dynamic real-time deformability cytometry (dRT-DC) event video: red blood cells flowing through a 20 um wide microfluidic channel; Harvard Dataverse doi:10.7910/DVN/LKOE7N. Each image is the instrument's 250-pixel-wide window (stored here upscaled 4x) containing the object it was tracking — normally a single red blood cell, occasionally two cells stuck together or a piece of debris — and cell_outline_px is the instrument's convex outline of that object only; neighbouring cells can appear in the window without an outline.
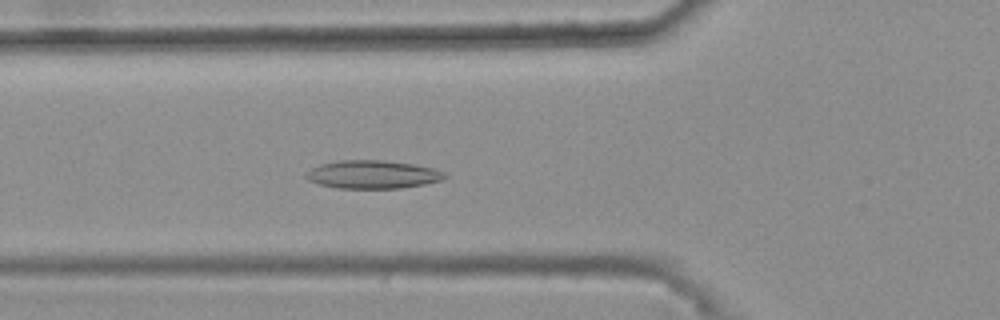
{"species": "common noctule bat (a hibernating species)", "species_latin": "Nyctalus noctula", "temperature_condition": "warm", "stored_images_in_passage": 45, "camera_frame_rate_fps": 3000, "um_per_image_px": 0.085, "animal": {"sex": "female", "body_mass_g": 25.1}, "frame": {"image": 1, "passage_image": 19, "time_ms": 6.0, "image_size_px": [1000, 320], "cell_outline_px": [[448, 176], [444, 180], [424, 184], [400, 188], [336, 188], [320, 184], [308, 180], [304, 176], [304, 172], [320, 164], [340, 160], [384, 160], [412, 164], [432, 168], [444, 172]], "centroid_in_image_um": [31.66, 14.83], "position_along_channel_um": 94.1, "area_um2": 22.83}}
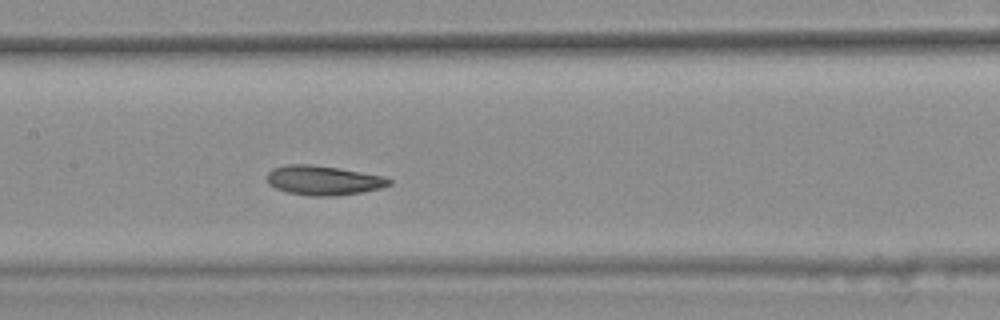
{"frame": {"image": 2, "passage_image": 26, "time_ms": 8.333, "image_size_px": [1000, 320], "cell_outline_px": [[392, 184], [380, 188], [364, 192], [336, 196], [312, 196], [288, 192], [276, 188], [268, 184], [268, 172], [272, 168], [288, 164], [312, 164], [340, 168], [384, 176], [392, 180]], "centroid_in_image_um": [27.51, 15.32], "position_along_channel_um": 179.9, "area_um2": 21.1}}
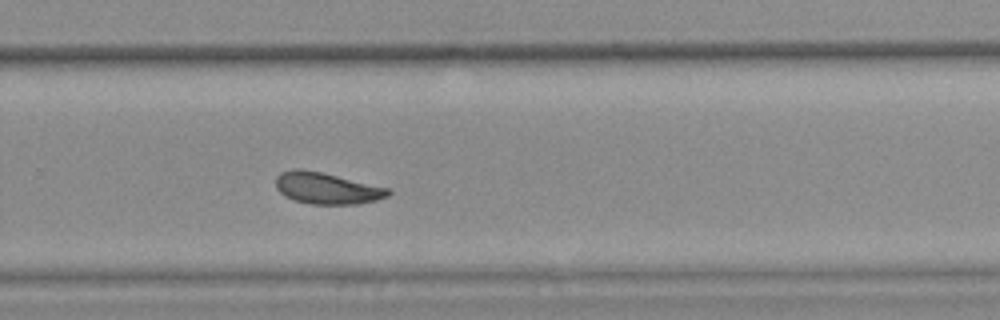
{"frame": {"image": 3, "passage_image": 36, "time_ms": 11.667, "image_size_px": [1000, 320], "cell_outline_px": [[392, 192], [388, 196], [376, 200], [356, 204], [312, 204], [292, 200], [284, 196], [276, 188], [276, 176], [280, 172], [292, 168], [304, 168], [388, 188]], "centroid_in_image_um": [27.72, 15.99], "position_along_channel_um": 302.1, "area_um2": 20.69}, "authors_computed_cell_mechanics": {"area_um2": 21.2126, "velocity_mm_per_s": 3.6788, "shape_relaxation_time_tau1_ms": 10.8611, "shape_relaxation_time_tau2_ms": 3.2449, "deformation_change_tau1": 0.1943, "deformation_change_tau2": 0.0914}}